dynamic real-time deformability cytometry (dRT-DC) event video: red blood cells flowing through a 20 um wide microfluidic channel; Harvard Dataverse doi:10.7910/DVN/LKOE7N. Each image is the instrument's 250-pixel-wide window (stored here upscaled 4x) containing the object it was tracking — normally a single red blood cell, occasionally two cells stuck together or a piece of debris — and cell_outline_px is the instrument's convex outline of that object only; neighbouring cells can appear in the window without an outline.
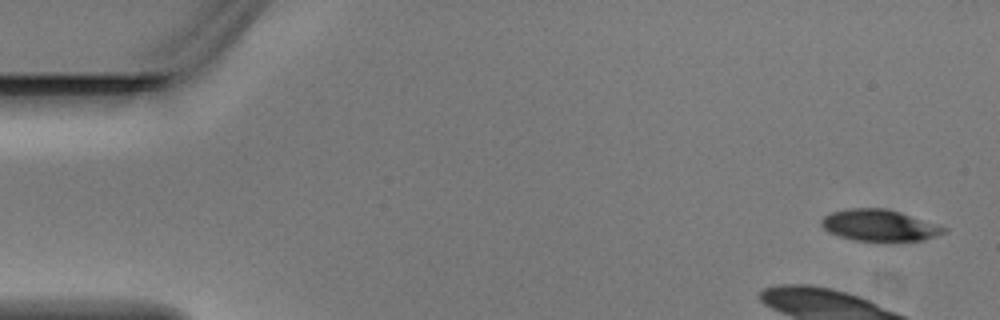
{"species": "Egyptian fruit bat (a non-hibernating species)", "species_latin": "Rousettus aegyptiacus", "temperature_condition": "warm", "stored_images_in_passage": 4, "camera_frame_rate_fps": 3000, "um_per_image_px": 0.085, "animal": {"sex": "male"}, "frame": {"image": 1, "passage_image": 1, "time_ms": 0.0, "image_size_px": [1000, 320], "cell_outline_px": [[948, 232], [924, 240], [856, 240], [840, 236], [828, 232], [820, 224], [820, 220], [824, 216], [832, 212], [848, 208], [888, 208], [948, 228]], "centroid_in_image_um": [74.74, 19.14], "position_along_channel_um": 10.3, "area_um2": 22.25}}